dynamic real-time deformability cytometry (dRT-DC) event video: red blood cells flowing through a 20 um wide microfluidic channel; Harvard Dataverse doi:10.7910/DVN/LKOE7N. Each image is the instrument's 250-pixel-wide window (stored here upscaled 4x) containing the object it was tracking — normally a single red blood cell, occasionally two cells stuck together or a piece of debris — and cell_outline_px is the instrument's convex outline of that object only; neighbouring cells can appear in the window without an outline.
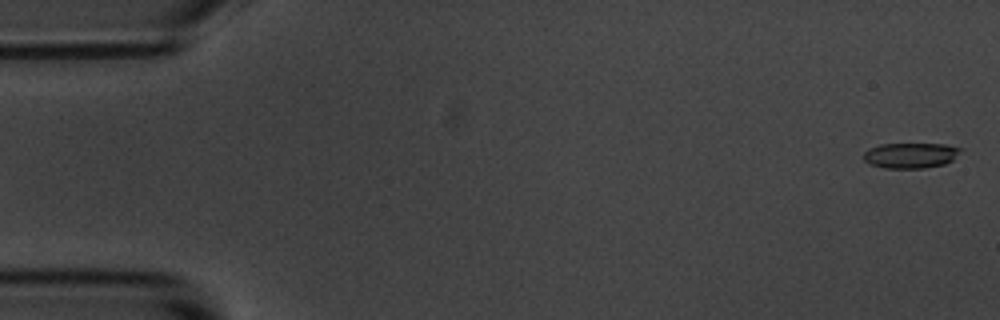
{"species": "common noctule bat (a hibernating species)", "species_latin": "Nyctalus noctula", "temperature_condition": "room temperature", "stored_images_in_passage": 5, "camera_frame_rate_fps": 3000, "um_per_image_px": 0.085, "animal": {"sex": "male", "body_mass_g": 20.1, "forearm_length_mm": 53.5}, "frame": {"image": 1, "passage_image": 1, "time_ms": 0.0, "image_size_px": [1000, 320], "cell_outline_px": [[964, 148], [952, 160], [944, 164], [924, 168], [884, 168], [868, 164], [864, 160], [864, 152], [868, 148], [880, 144], [944, 144]], "centroid_in_image_um": [77.38, 13.21], "position_along_channel_um": 7.6, "area_um2": 14.45}}
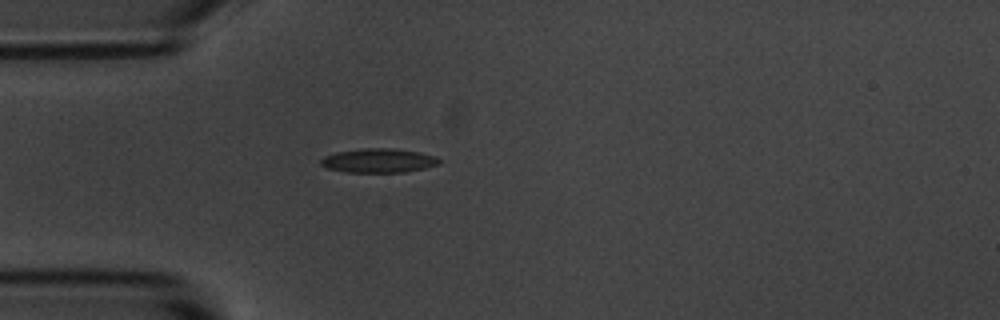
{"frame": {"image": 2, "passage_image": 5, "time_ms": 4.667, "image_size_px": [1000, 320], "cell_outline_px": [[440, 164], [424, 168], [404, 172], [348, 172], [328, 168], [320, 164], [320, 160], [324, 156], [336, 152], [364, 148], [392, 148], [420, 152], [436, 156], [440, 160]], "centroid_in_image_um": [32.19, 13.64], "position_along_channel_um": 52.8, "area_um2": 16.59}}